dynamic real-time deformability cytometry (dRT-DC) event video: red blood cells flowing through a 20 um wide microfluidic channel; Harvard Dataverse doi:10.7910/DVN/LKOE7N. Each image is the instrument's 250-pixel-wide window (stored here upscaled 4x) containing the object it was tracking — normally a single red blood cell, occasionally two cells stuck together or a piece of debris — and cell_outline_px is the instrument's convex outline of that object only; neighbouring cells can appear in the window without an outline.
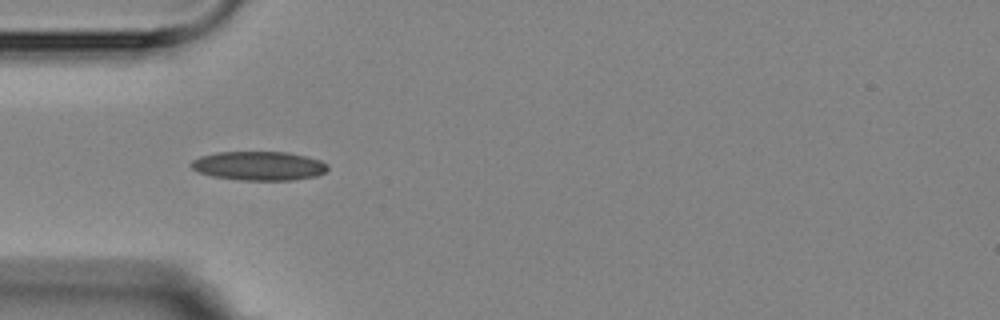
{"species": "Egyptian fruit bat (a non-hibernating species)", "species_latin": "Rousettus aegyptiacus", "temperature_condition": "room temperature", "stored_images_in_passage": 2, "camera_frame_rate_fps": 3000, "um_per_image_px": 0.085, "animal": {"sex": "female"}, "frame": {"image": 1, "passage_image": 1, "time_ms": 0.0, "image_size_px": [1000, 320], "cell_outline_px": [[328, 168], [324, 172], [316, 176], [292, 180], [240, 180], [212, 176], [200, 172], [192, 168], [192, 160], [200, 156], [216, 152], [288, 152], [320, 160], [328, 164]], "centroid_in_image_um": [22.01, 14.09], "position_along_channel_um": 63.0, "area_um2": 22.95}}
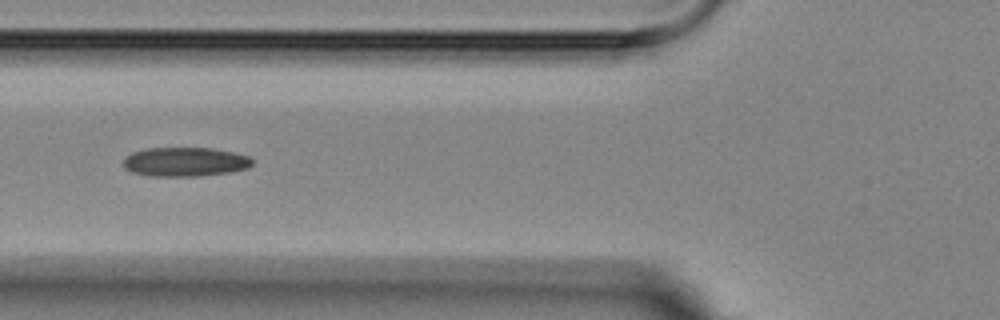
{"frame": {"image": 2, "passage_image": 2, "time_ms": 1.333, "image_size_px": [1000, 320], "cell_outline_px": [[252, 164], [248, 168], [228, 172], [200, 176], [148, 176], [132, 172], [124, 168], [124, 156], [132, 152], [144, 148], [212, 148], [232, 152], [248, 156], [252, 160]], "centroid_in_image_um": [15.68, 13.75], "position_along_channel_um": 110.1, "area_um2": 21.96}}